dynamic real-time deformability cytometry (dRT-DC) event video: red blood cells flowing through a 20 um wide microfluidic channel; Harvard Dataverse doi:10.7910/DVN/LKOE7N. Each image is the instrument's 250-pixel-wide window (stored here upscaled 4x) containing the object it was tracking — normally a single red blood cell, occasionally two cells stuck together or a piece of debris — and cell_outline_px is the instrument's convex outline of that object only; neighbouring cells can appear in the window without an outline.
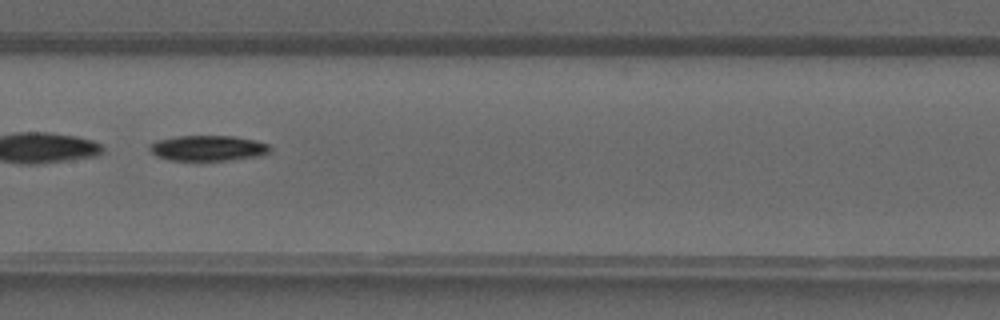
{"species": "common noctule bat (a hibernating species)", "species_latin": "Nyctalus noctula", "temperature_condition": "warm", "stored_images_in_passage": 37, "camera_frame_rate_fps": 3000, "um_per_image_px": 0.085, "animal": {"sex": "male", "forearm_length_mm": 52.5}, "frame": {"image": 1, "passage_image": 21, "time_ms": 6.667, "image_size_px": [1000, 320], "cell_outline_px": [[272, 148], [268, 152], [260, 156], [232, 160], [172, 160], [156, 156], [148, 148], [148, 144], [156, 140], [176, 136], [232, 136], [252, 140], [268, 144]], "centroid_in_image_um": [17.64, 12.59], "position_along_channel_um": 189.8, "area_um2": 17.86}}
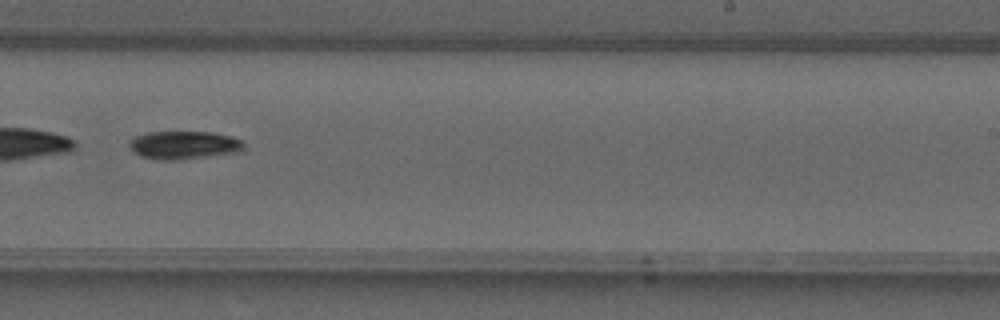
{"frame": {"image": 2, "passage_image": 26, "time_ms": 8.333, "image_size_px": [1000, 320], "cell_outline_px": [[244, 148], [232, 152], [180, 160], [164, 160], [140, 156], [132, 152], [128, 144], [128, 140], [132, 136], [148, 132], [212, 132], [232, 136], [240, 140], [244, 144]], "centroid_in_image_um": [15.53, 12.32], "position_along_channel_um": 273.5, "area_um2": 18.73}}
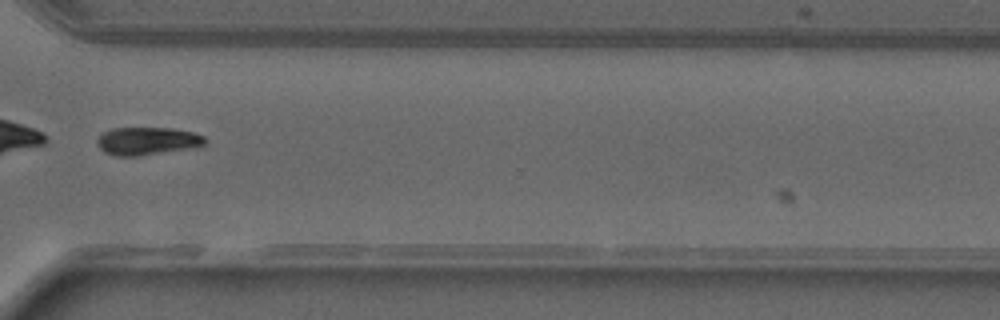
{"frame": {"image": 3, "passage_image": 31, "time_ms": 10.0, "image_size_px": [1000, 320], "cell_outline_px": [[208, 140], [204, 144], [188, 148], [136, 156], [116, 156], [104, 152], [96, 144], [96, 140], [104, 132], [112, 128], [172, 128], [192, 132], [204, 136]], "centroid_in_image_um": [12.48, 11.98], "position_along_channel_um": 358.1, "area_um2": 17.28}}